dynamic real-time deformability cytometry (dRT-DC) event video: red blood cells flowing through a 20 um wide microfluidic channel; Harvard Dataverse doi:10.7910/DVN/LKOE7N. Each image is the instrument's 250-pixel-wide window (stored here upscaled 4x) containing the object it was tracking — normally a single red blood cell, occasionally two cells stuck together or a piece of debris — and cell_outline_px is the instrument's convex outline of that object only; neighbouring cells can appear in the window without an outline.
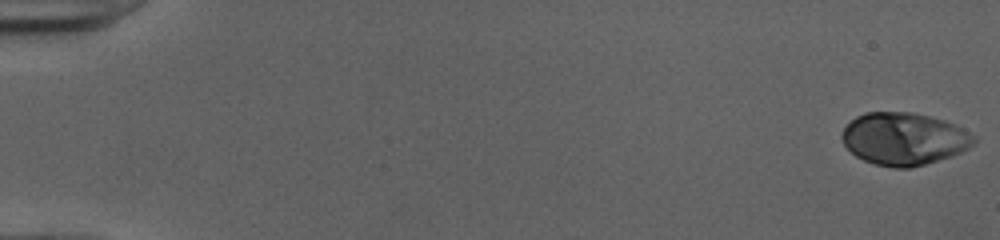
{"species": "human", "species_latin": "Homo sapiens", "temperature_condition": "cold", "stored_images_in_passage": 52, "camera_frame_rate_fps": 3000, "um_per_image_px": 0.085, "donor": {"sex": "female"}, "frame": {"image": 1, "passage_image": 1, "time_ms": 0.0, "image_size_px": [1000, 240], "cell_outline_px": [[976, 140], [968, 148], [952, 156], [924, 164], [908, 168], [892, 168], [876, 164], [864, 160], [856, 156], [844, 144], [840, 136], [844, 128], [856, 116], [864, 112], [912, 112], [944, 120], [964, 128], [976, 136]], "centroid_in_image_um": [76.84, 11.79], "position_along_channel_um": 8.2, "area_um2": 40.29}}
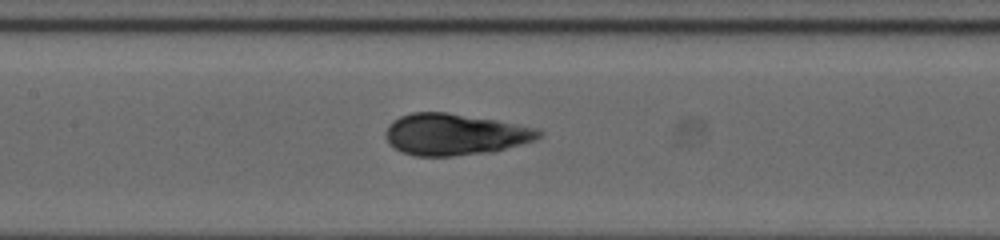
{"frame": {"image": 2, "passage_image": 26, "time_ms": 8.333, "image_size_px": [1000, 240], "cell_outline_px": [[544, 132], [536, 140], [496, 152], [452, 156], [416, 156], [400, 152], [388, 144], [384, 132], [388, 124], [392, 120], [400, 116], [412, 112], [444, 112], [496, 120], [540, 128]], "centroid_in_image_um": [38.66, 11.43], "position_along_channel_um": 168.7, "area_um2": 37.63}}
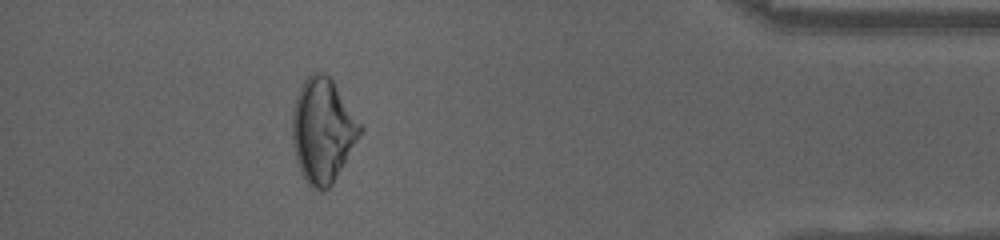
{"frame": {"image": 3, "passage_image": 47, "time_ms": 15.333, "image_size_px": [1000, 240], "cell_outline_px": [[364, 128], [332, 184], [328, 188], [312, 188], [304, 180], [296, 156], [292, 140], [292, 112], [296, 96], [304, 80], [312, 72], [324, 72], [332, 80]], "centroid_in_image_um": [27.42, 11.06], "position_along_channel_um": 407.8, "area_um2": 40.63}, "authors_computed_cell_mechanics": {"area_um2": 37.5411, "velocity_mm_per_s": 4.0116, "shape_relaxation_time_tau1_ms": 7.1157, "shape_relaxation_time_tau2_ms": 0.9037, "deformation_change_tau1": 0.214, "deformation_change_tau2": 0.0465}}